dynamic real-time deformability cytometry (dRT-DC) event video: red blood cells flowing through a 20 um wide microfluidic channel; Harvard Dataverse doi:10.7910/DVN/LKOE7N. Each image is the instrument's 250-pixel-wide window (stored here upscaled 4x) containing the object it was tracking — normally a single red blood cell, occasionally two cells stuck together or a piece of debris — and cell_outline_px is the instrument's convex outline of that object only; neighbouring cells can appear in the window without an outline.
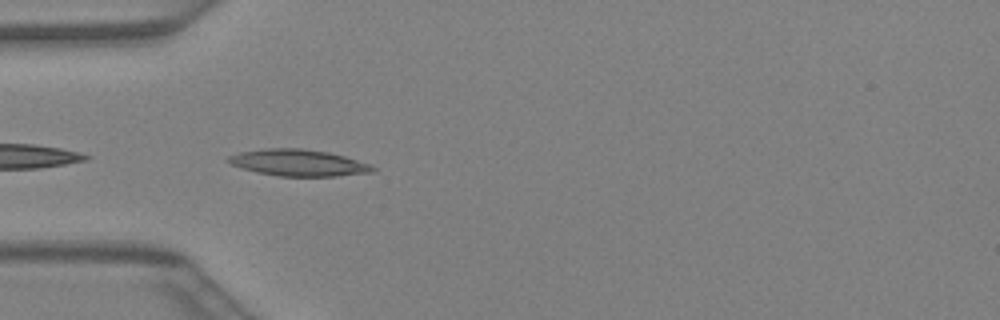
{"species": "Egyptian fruit bat (a non-hibernating species)", "species_latin": "Rousettus aegyptiacus", "temperature_condition": "warm", "stored_images_in_passage": 16, "camera_frame_rate_fps": 3000, "um_per_image_px": 0.085, "animal": {"sex": "female"}, "frame": {"image": 1, "passage_image": 12, "time_ms": 3.667, "image_size_px": [1000, 320], "cell_outline_px": [[376, 168], [372, 172], [336, 176], [280, 176], [256, 172], [232, 164], [228, 160], [228, 156], [240, 152], [268, 148], [304, 148], [328, 152], [344, 156], [368, 164]], "centroid_in_image_um": [25.37, 13.83], "position_along_channel_um": 59.6, "area_um2": 22.02}}